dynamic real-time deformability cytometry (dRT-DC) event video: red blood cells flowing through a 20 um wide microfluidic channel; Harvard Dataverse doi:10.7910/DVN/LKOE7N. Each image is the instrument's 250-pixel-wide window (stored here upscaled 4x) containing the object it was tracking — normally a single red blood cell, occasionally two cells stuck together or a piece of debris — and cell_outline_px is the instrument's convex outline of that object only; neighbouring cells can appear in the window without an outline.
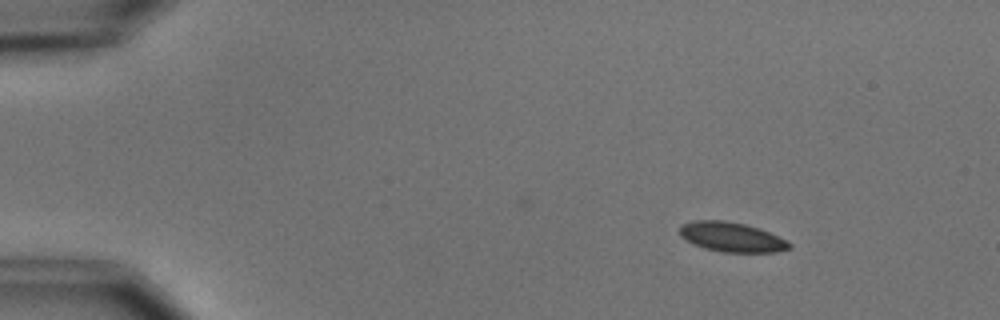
{"species": "common noctule bat (a hibernating species)", "species_latin": "Nyctalus noctula", "temperature_condition": "cold", "stored_images_in_passage": 10, "camera_frame_rate_fps": 3000, "um_per_image_px": 0.085, "animal": {"sex": "male", "body_mass_g": 15.6}, "frame": {"image": 1, "passage_image": 1, "time_ms": 0.0, "image_size_px": [1000, 320], "cell_outline_px": [[792, 248], [776, 252], [724, 252], [704, 248], [692, 244], [680, 236], [680, 224], [696, 220], [724, 220], [744, 224], [760, 228], [788, 240], [792, 244]], "centroid_in_image_um": [62.21, 20.15], "position_along_channel_um": 22.8, "area_um2": 19.13}}
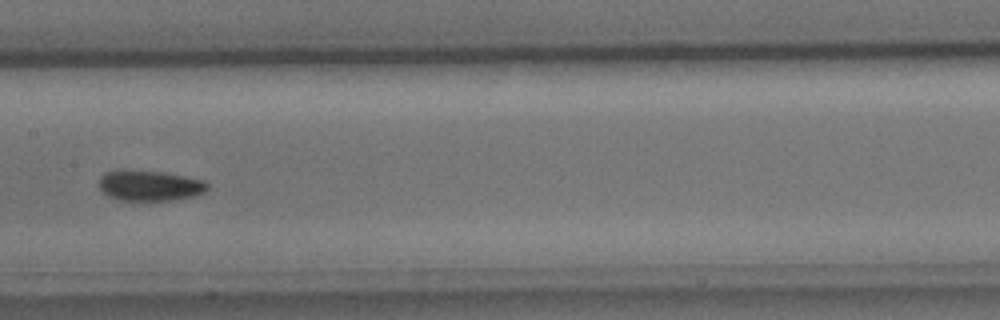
{"frame": {"image": 2, "passage_image": 7, "time_ms": 7.0, "image_size_px": [1000, 320], "cell_outline_px": [[208, 188], [204, 192], [196, 196], [168, 200], [120, 200], [108, 196], [100, 188], [100, 176], [104, 172], [160, 172], [184, 176], [204, 180], [208, 184]], "centroid_in_image_um": [12.77, 15.81], "position_along_channel_um": 194.6, "area_um2": 18.61}}
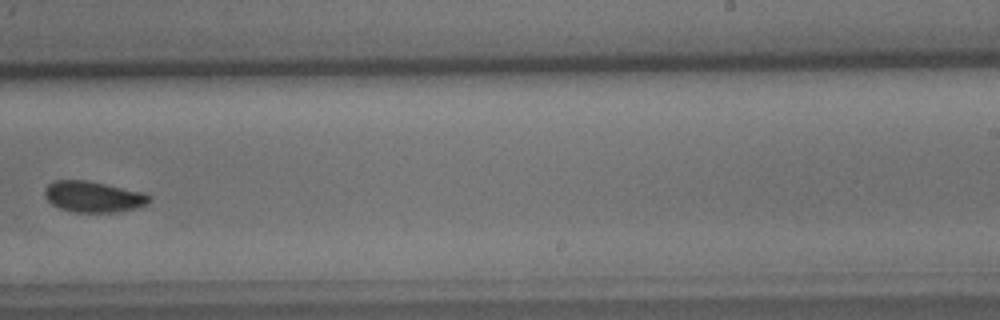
{"frame": {"image": 3, "passage_image": 9, "time_ms": 9.333, "image_size_px": [1000, 320], "cell_outline_px": [[152, 200], [148, 204], [136, 208], [116, 212], [72, 212], [60, 208], [52, 204], [44, 196], [44, 188], [48, 184], [56, 180], [88, 180], [144, 192], [152, 196]], "centroid_in_image_um": [7.96, 16.72], "position_along_channel_um": 281.0, "area_um2": 19.13}}